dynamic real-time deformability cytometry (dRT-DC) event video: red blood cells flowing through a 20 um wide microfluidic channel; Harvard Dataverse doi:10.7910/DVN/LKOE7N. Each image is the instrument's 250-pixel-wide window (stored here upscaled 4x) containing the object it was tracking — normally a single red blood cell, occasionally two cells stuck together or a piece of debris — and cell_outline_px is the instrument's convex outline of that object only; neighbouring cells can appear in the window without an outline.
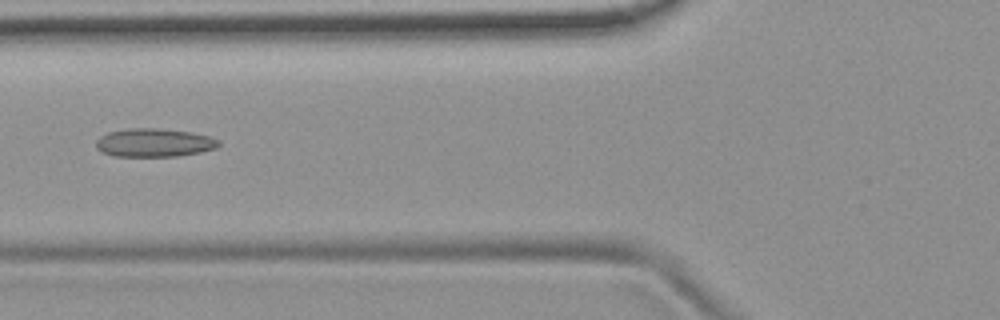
{"species": "common noctule bat (a hibernating species)", "species_latin": "Nyctalus noctula", "temperature_condition": "room temperature", "stored_images_in_passage": 42, "camera_frame_rate_fps": 3000, "um_per_image_px": 0.085, "animal": {"sex": "female", "body_mass_g": 19.9}, "frame": {"image": 1, "passage_image": 9, "time_ms": 2.667, "image_size_px": [1000, 320], "cell_outline_px": [[220, 144], [216, 148], [200, 152], [176, 156], [112, 156], [96, 148], [96, 140], [100, 136], [108, 132], [128, 128], [156, 128], [192, 132], [208, 136], [220, 140]], "centroid_in_image_um": [13.1, 12.12], "position_along_channel_um": 112.7, "area_um2": 20.29}}
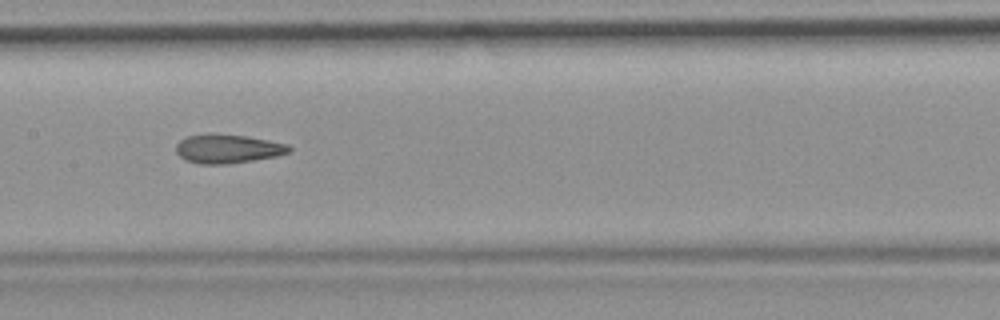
{"frame": {"image": 2, "passage_image": 15, "time_ms": 4.667, "image_size_px": [1000, 320], "cell_outline_px": [[292, 152], [276, 156], [228, 164], [200, 164], [184, 160], [176, 152], [176, 144], [180, 140], [188, 136], [248, 136], [288, 144], [292, 148]], "centroid_in_image_um": [19.4, 12.68], "position_along_channel_um": 188.0, "area_um2": 18.5}}
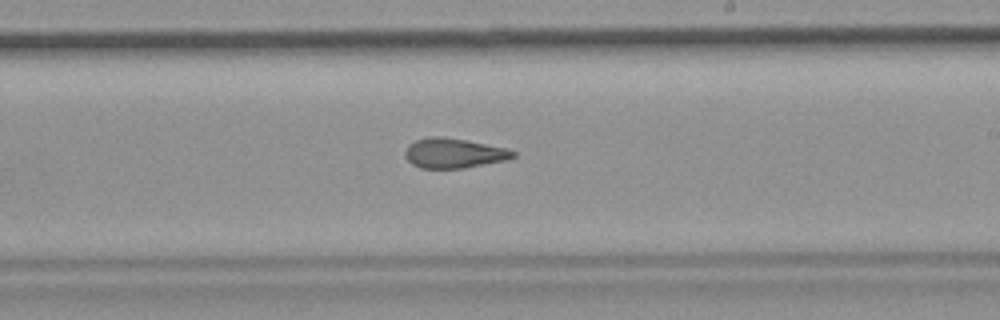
{"frame": {"image": 3, "passage_image": 20, "time_ms": 6.333, "image_size_px": [1000, 320], "cell_outline_px": [[516, 156], [508, 160], [464, 168], [420, 168], [412, 164], [404, 156], [404, 152], [408, 144], [416, 140], [428, 136], [444, 136], [504, 148], [516, 152]], "centroid_in_image_um": [38.54, 13.02], "position_along_channel_um": 250.5, "area_um2": 18.79}, "authors_computed_cell_mechanics": {"area_um2": 19.074, "velocity_mm_per_s": 3.7577, "shape_relaxation_time_tau1_ms": null, "shape_relaxation_time_tau2_ms": 2.7868, "deformation_change_tau1": null, "deformation_change_tau2": 0.1105}}